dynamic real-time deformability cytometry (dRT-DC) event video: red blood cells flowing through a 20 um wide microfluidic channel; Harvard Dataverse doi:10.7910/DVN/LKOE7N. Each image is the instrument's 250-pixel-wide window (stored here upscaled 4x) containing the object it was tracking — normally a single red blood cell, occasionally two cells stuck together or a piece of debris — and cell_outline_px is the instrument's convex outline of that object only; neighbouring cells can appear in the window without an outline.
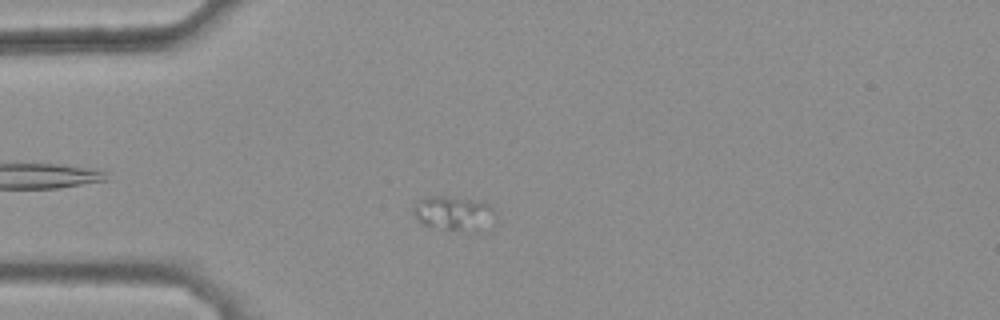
{"species": "common noctule bat (a hibernating species)", "species_latin": "Nyctalus noctula", "temperature_condition": "warm", "stored_images_in_passage": 36, "camera_frame_rate_fps": 3000, "um_per_image_px": 0.085, "animal": {"sex": "female", "body_mass_g": 25.1}, "frame": {"image": 1, "passage_image": 9, "time_ms": 2.667, "image_size_px": [1000, 320], "cell_outline_px": [[496, 220], [464, 228], [440, 228], [420, 224], [416, 220], [412, 208], [416, 204], [428, 196], [448, 196], [476, 200], [488, 204], [496, 212]], "centroid_in_image_um": [38.47, 18.05], "position_along_channel_um": 46.5, "area_um2": 15.37}}
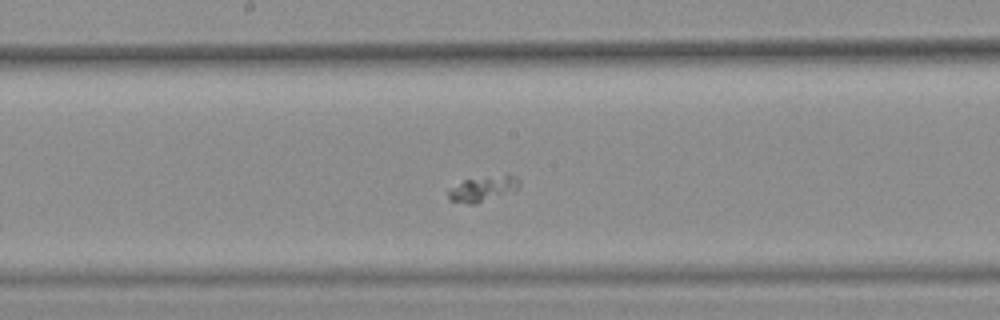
{"frame": {"image": 2, "passage_image": 23, "time_ms": 7.333, "image_size_px": [1000, 320], "cell_outline_px": [[520, 184], [516, 192], [476, 204], [468, 204], [448, 200], [448, 188], [464, 180], [504, 176], [516, 176], [520, 180]], "centroid_in_image_um": [41.05, 16.1], "position_along_channel_um": 207.1, "area_um2": 10.52}}
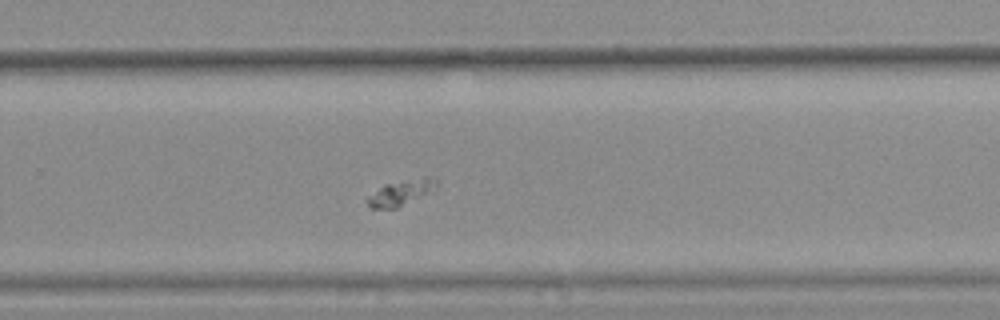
{"frame": {"image": 3, "passage_image": 30, "time_ms": 9.667, "image_size_px": [1000, 320], "cell_outline_px": [[436, 192], [396, 208], [368, 208], [364, 200], [368, 196], [384, 184], [424, 176], [436, 176]], "centroid_in_image_um": [34.13, 16.37], "position_along_channel_um": 295.7, "area_um2": 10.81}}